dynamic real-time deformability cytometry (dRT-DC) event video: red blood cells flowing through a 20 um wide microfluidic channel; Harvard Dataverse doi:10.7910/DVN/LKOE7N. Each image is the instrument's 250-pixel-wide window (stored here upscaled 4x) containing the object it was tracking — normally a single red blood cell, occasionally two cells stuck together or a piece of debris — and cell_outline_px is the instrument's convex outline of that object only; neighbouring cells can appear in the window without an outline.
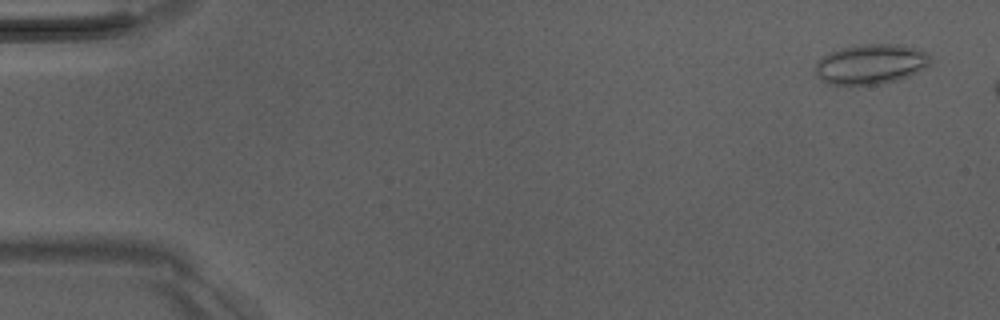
{"species": "Egyptian fruit bat (a non-hibernating species)", "species_latin": "Rousettus aegyptiacus", "temperature_condition": "room temperature", "stored_images_in_passage": 9, "camera_frame_rate_fps": 3000, "um_per_image_px": 0.085, "animal": {"sex": "male"}, "frame": {"image": 1, "passage_image": 3, "time_ms": 0.667, "image_size_px": [1000, 320], "cell_outline_px": [[932, 60], [924, 68], [908, 76], [896, 80], [880, 84], [828, 84], [820, 80], [816, 76], [816, 60], [840, 48], [856, 44], [904, 44], [928, 52]], "centroid_in_image_um": [74.02, 5.43], "position_along_channel_um": 11.0, "area_um2": 26.93}}